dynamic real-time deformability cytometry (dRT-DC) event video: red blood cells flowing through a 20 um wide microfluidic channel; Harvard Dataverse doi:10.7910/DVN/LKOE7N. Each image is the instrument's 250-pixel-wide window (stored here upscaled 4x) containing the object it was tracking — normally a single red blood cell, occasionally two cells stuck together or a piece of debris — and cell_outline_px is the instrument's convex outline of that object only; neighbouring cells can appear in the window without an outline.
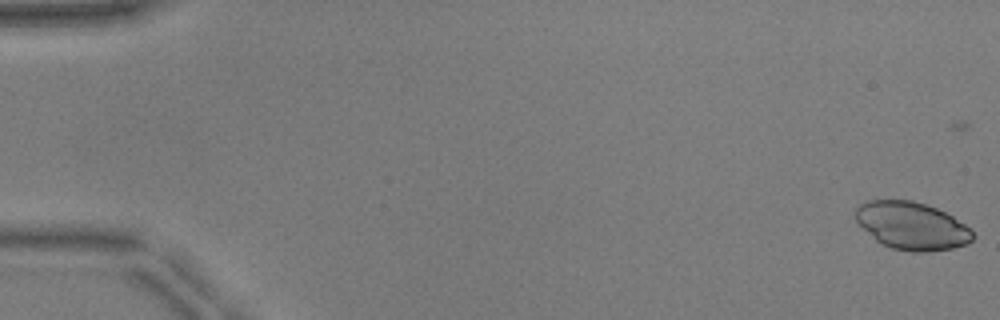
{"species": "common noctule bat (a hibernating species)", "species_latin": "Nyctalus noctula", "temperature_condition": "warm", "stored_images_in_passage": 53, "camera_frame_rate_fps": 3000, "um_per_image_px": 0.085, "animal": {"sex": "male", "body_mass_g": 17.9, "forearm_length_mm": 54.2}, "frame": {"image": 1, "passage_image": 2, "time_ms": 0.333, "image_size_px": [1000, 320], "cell_outline_px": [[976, 236], [968, 244], [952, 248], [928, 252], [912, 252], [892, 248], [880, 244], [856, 220], [856, 208], [860, 204], [868, 200], [912, 200], [936, 208], [952, 216], [972, 228]], "centroid_in_image_um": [77.55, 19.2], "position_along_channel_um": 7.5, "area_um2": 32.6}}
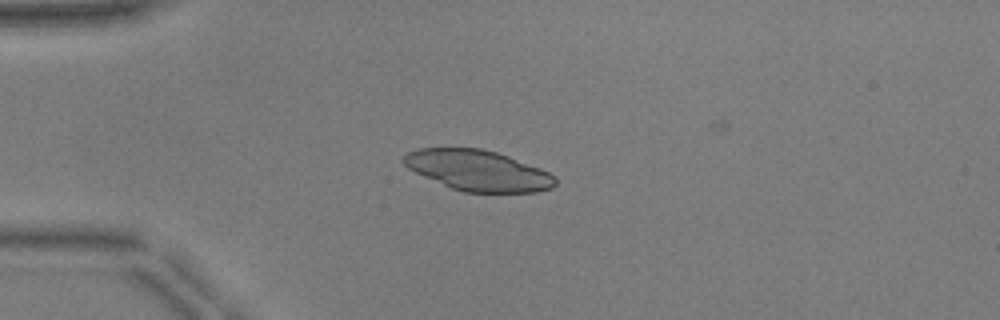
{"frame": {"image": 2, "passage_image": 15, "time_ms": 4.667, "image_size_px": [1000, 320], "cell_outline_px": [[556, 184], [552, 188], [536, 192], [464, 192], [452, 188], [424, 176], [408, 168], [400, 160], [408, 152], [420, 148], [480, 148], [496, 152], [508, 156], [540, 168], [556, 176]], "centroid_in_image_um": [40.64, 14.49], "position_along_channel_um": 44.4, "area_um2": 35.66}}